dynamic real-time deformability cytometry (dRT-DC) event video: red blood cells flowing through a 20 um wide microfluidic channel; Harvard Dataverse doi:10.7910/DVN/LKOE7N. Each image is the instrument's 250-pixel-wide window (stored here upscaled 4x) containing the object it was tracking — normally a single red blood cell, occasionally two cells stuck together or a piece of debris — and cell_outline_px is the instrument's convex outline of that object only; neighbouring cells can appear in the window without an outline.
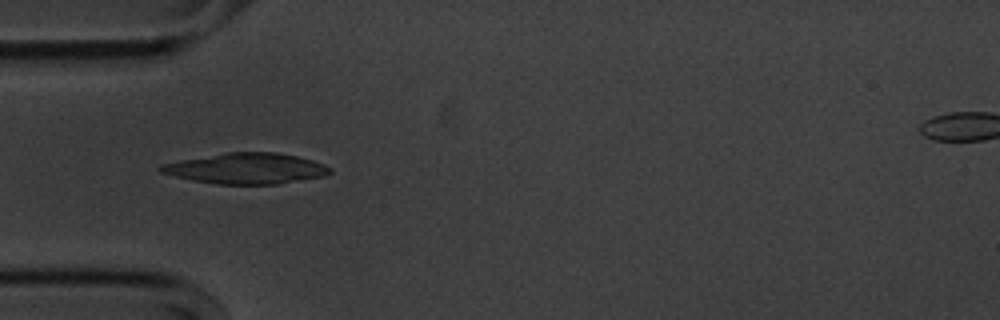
{"species": "common noctule bat (a hibernating species)", "species_latin": "Nyctalus noctula", "temperature_condition": "cold", "stored_images_in_passage": 39, "camera_frame_rate_fps": 3000, "um_per_image_px": 0.085, "animal": {"sex": "male", "body_mass_g": 20.1, "forearm_length_mm": 53.5}, "frame": {"image": 1, "passage_image": 1, "time_ms": 0.0, "image_size_px": [1000, 320], "cell_outline_px": [[332, 172], [324, 176], [276, 184], [216, 184], [192, 180], [160, 172], [156, 168], [160, 164], [180, 160], [228, 152], [276, 152], [296, 156], [312, 160], [324, 164], [332, 168]], "centroid_in_image_um": [20.92, 14.32], "position_along_channel_um": 64.1, "area_um2": 30.23}}
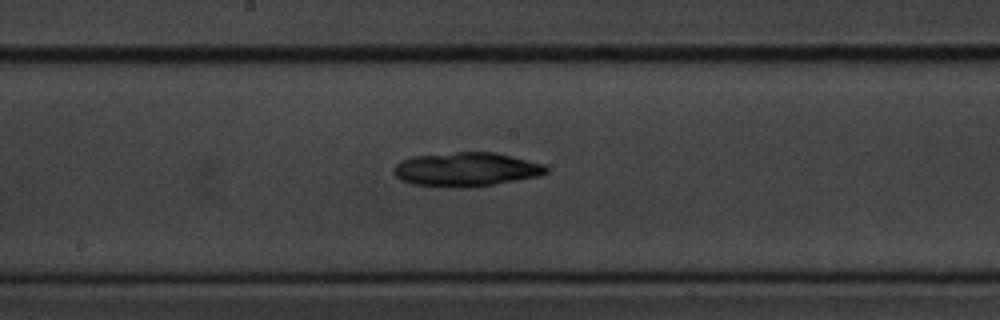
{"frame": {"image": 2, "passage_image": 13, "time_ms": 4.0, "image_size_px": [1000, 320], "cell_outline_px": [[548, 172], [540, 176], [472, 188], [444, 188], [408, 184], [400, 180], [392, 172], [392, 168], [400, 160], [412, 156], [456, 152], [496, 152], [544, 164], [548, 168]], "centroid_in_image_um": [39.57, 14.42], "position_along_channel_um": 208.6, "area_um2": 30.92}}
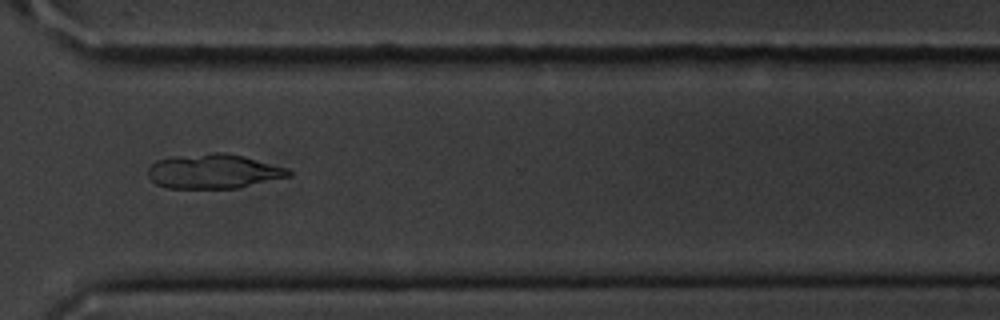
{"frame": {"image": 3, "passage_image": 25, "time_ms": 8.0, "image_size_px": [1000, 320], "cell_outline_px": [[292, 176], [236, 188], [168, 188], [156, 184], [148, 176], [148, 168], [156, 160], [212, 152], [224, 152], [288, 168], [292, 172]], "centroid_in_image_um": [18.16, 14.58], "position_along_channel_um": 352.4, "area_um2": 27.86}, "authors_computed_cell_mechanics": {"area_um2": 29.4202, "velocity_mm_per_s": 3.6054, "shape_relaxation_time_tau1_ms": 5.9972, "shape_relaxation_time_tau2_ms": null, "deformation_change_tau1": 0.1351, "deformation_change_tau2": null}}